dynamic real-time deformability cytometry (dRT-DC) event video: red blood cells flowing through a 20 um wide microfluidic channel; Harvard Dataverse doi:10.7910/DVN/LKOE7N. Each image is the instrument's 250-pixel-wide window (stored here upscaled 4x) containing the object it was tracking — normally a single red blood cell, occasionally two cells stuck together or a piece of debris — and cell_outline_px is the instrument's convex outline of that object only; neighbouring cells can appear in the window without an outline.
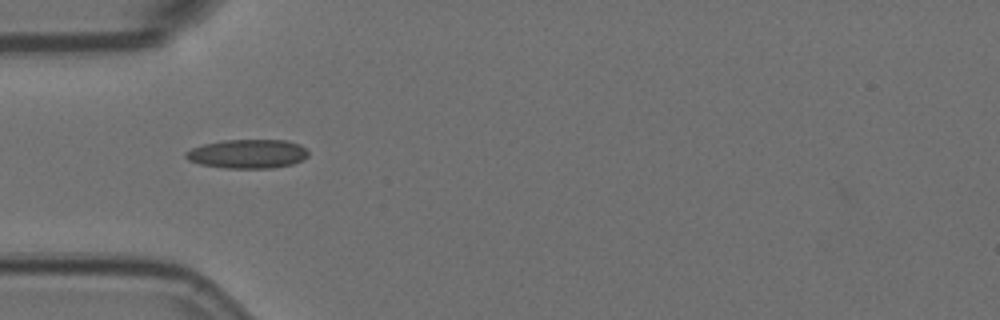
{"species": "Egyptian fruit bat (a non-hibernating species)", "species_latin": "Rousettus aegyptiacus", "temperature_condition": "room temperature", "stored_images_in_passage": 50, "camera_frame_rate_fps": 3000, "um_per_image_px": 0.085, "animal": {"sex": "female"}, "frame": {"image": 1, "passage_image": 11, "time_ms": 3.333, "image_size_px": [1000, 320], "cell_outline_px": [[308, 156], [292, 164], [272, 168], [224, 168], [200, 164], [188, 160], [184, 156], [184, 152], [192, 148], [204, 144], [220, 140], [288, 140], [300, 144], [308, 152]], "centroid_in_image_um": [21.02, 13.07], "position_along_channel_um": 64.0, "area_um2": 20.75}}
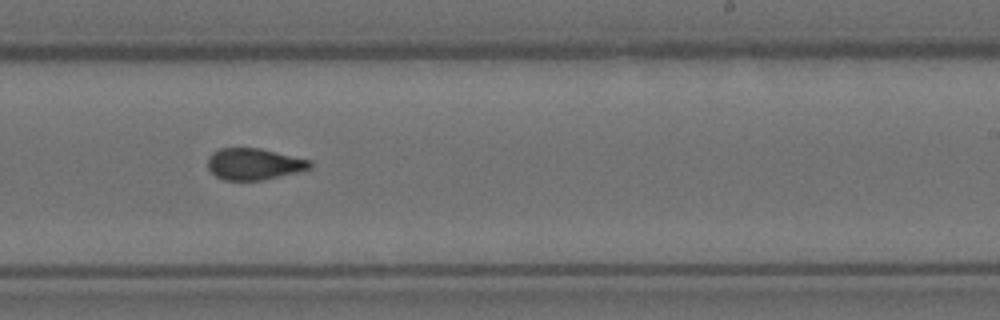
{"frame": {"image": 2, "passage_image": 28, "time_ms": 9.0, "image_size_px": [1000, 320], "cell_outline_px": [[312, 168], [264, 180], [224, 180], [216, 176], [208, 168], [208, 156], [212, 152], [220, 148], [260, 148], [312, 160]], "centroid_in_image_um": [21.6, 13.94], "position_along_channel_um": 267.4, "area_um2": 18.84}}
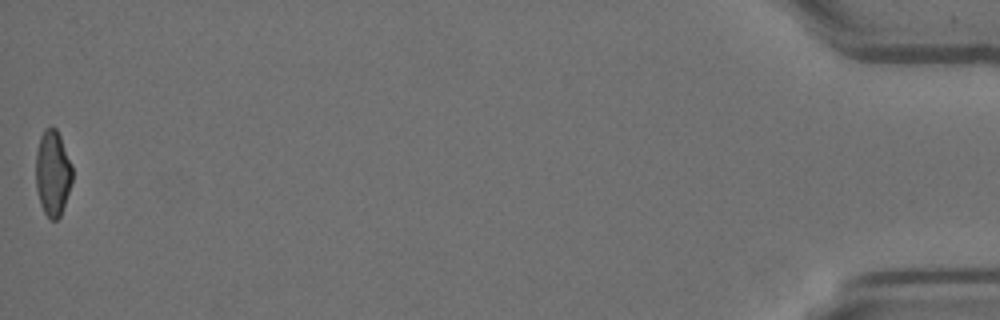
{"frame": {"image": 3, "passage_image": 50, "time_ms": 16.333, "image_size_px": [1000, 320], "cell_outline_px": [[72, 180], [60, 216], [56, 220], [52, 220], [44, 212], [40, 204], [36, 188], [36, 152], [40, 136], [44, 128], [52, 124], [56, 128], [60, 136], [72, 164]], "centroid_in_image_um": [4.47, 14.66], "position_along_channel_um": 430.7, "area_um2": 18.26}, "authors_computed_cell_mechanics": {"area_um2": 18.9584, "velocity_mm_per_s": 3.5951, "shape_relaxation_time_tau1_ms": 5.476, "shape_relaxation_time_tau2_ms": 1.2237, "deformation_change_tau1": 0.1714, "deformation_change_tau2": 0.0876}}